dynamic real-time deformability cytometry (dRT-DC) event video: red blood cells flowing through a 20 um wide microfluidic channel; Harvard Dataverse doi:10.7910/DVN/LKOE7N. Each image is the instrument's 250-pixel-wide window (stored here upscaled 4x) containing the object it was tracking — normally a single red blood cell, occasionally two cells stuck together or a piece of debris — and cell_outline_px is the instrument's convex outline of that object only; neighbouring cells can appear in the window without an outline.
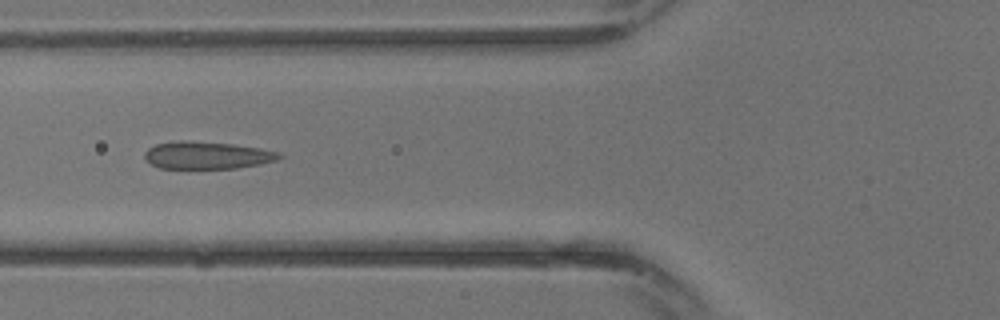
{"species": "common noctule bat (a hibernating species)", "species_latin": "Nyctalus noctula", "temperature_condition": "warm", "stored_images_in_passage": 10, "camera_frame_rate_fps": 3000, "um_per_image_px": 0.085, "animal": {"sex": "male", "body_mass_g": 13.3}, "frame": {"image": 1, "passage_image": 5, "time_ms": 1.333, "image_size_px": [1000, 320], "cell_outline_px": [[284, 156], [276, 160], [260, 164], [236, 168], [160, 168], [144, 160], [144, 152], [148, 148], [156, 144], [176, 140], [188, 140], [232, 144], [260, 148], [280, 152]], "centroid_in_image_um": [17.58, 13.19], "position_along_channel_um": 108.2, "area_um2": 21.62}}
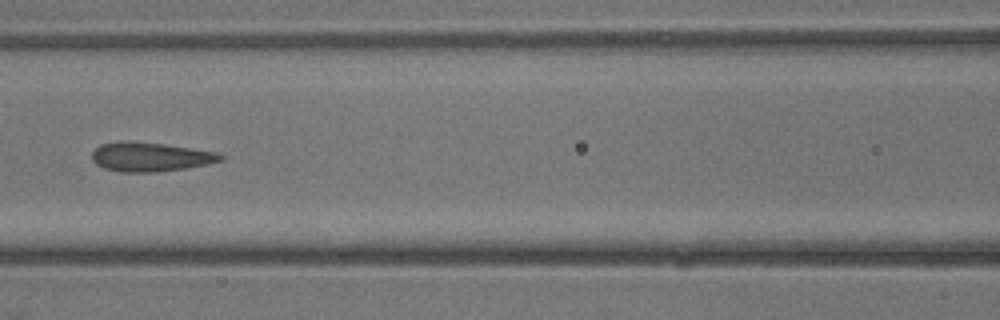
{"frame": {"image": 2, "passage_image": 7, "time_ms": 2.0, "image_size_px": [1000, 320], "cell_outline_px": [[224, 160], [184, 168], [156, 172], [120, 172], [104, 168], [96, 164], [92, 160], [92, 152], [100, 144], [120, 140], [124, 140], [164, 144], [216, 152], [224, 156]], "centroid_in_image_um": [12.72, 13.32], "position_along_channel_um": 153.9, "area_um2": 21.79}}
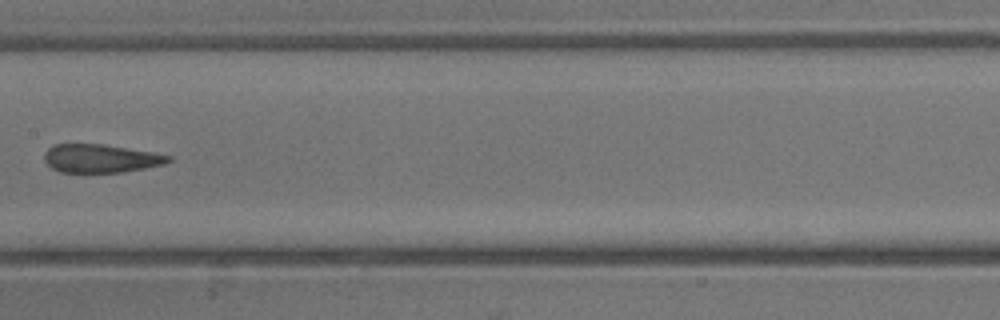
{"frame": {"image": 3, "passage_image": 9, "time_ms": 2.667, "image_size_px": [1000, 320], "cell_outline_px": [[172, 160], [164, 164], [144, 168], [120, 172], [60, 172], [52, 168], [44, 160], [44, 152], [52, 144], [104, 144], [152, 152], [172, 156]], "centroid_in_image_um": [8.54, 13.46], "position_along_channel_um": 198.9, "area_um2": 20.46}}